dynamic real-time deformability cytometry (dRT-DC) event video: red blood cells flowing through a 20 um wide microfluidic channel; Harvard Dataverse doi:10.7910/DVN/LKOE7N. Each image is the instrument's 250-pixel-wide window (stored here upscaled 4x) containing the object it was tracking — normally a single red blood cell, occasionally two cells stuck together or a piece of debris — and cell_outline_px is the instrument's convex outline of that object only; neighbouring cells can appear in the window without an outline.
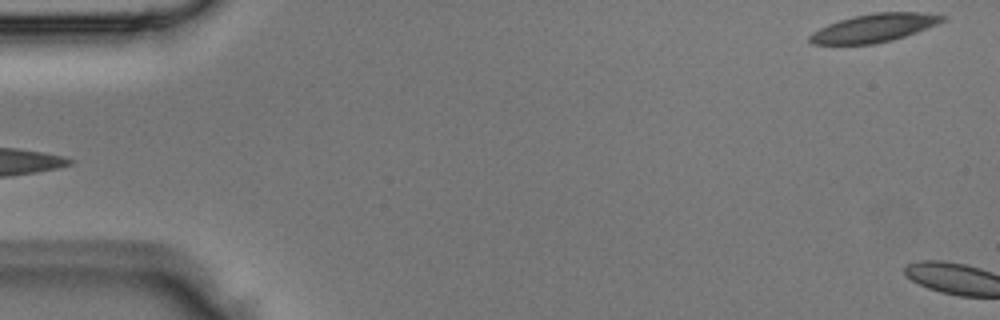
{"species": "Egyptian fruit bat (a non-hibernating species)", "species_latin": "Rousettus aegyptiacus", "temperature_condition": "room temperature", "stored_images_in_passage": 4, "segment_of_instrument_passage": [2, 2], "camera_frame_rate_fps": 3000, "um_per_image_px": 0.085, "animal": {"sex": "male"}, "frame": {"image": 1, "passage_image": 4, "time_ms": 1.0, "image_size_px": [1000, 320], "cell_outline_px": [[944, 20], [928, 28], [892, 40], [876, 44], [812, 44], [808, 40], [808, 36], [812, 32], [828, 24], [852, 16], [872, 12], [920, 12], [944, 16]], "centroid_in_image_um": [74.25, 2.37], "position_along_channel_um": 10.7, "area_um2": 21.73}}